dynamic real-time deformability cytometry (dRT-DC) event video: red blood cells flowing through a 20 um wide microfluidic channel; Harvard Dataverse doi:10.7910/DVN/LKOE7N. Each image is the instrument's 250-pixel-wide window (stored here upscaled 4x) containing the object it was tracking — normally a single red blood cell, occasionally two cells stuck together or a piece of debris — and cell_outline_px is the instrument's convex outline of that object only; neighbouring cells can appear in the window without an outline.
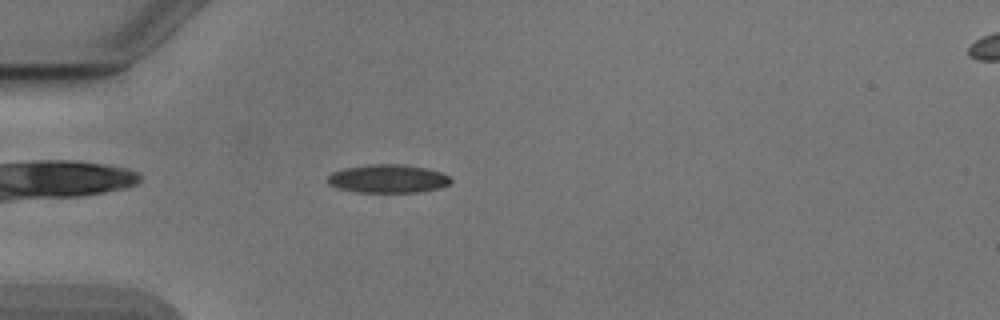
{"species": "Egyptian fruit bat (a non-hibernating species)", "species_latin": "Rousettus aegyptiacus", "temperature_condition": "cold", "stored_images_in_passage": 38, "camera_frame_rate_fps": 3000, "um_per_image_px": 0.085, "animal": {"sex": "male"}, "frame": {"image": 1, "passage_image": 1, "time_ms": 0.0, "image_size_px": [1000, 320], "cell_outline_px": [[452, 180], [448, 184], [440, 188], [416, 192], [356, 192], [340, 188], [328, 184], [328, 176], [332, 172], [344, 168], [368, 164], [400, 164], [424, 168], [440, 172], [452, 176]], "centroid_in_image_um": [32.98, 15.18], "position_along_channel_um": 52.0, "area_um2": 20.29}}
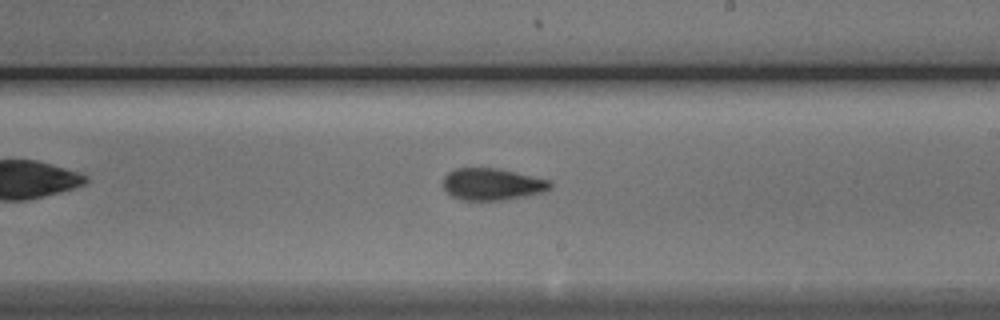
{"frame": {"image": 2, "passage_image": 17, "time_ms": 5.333, "image_size_px": [1000, 320], "cell_outline_px": [[552, 188], [544, 192], [504, 200], [460, 200], [452, 196], [444, 188], [444, 176], [448, 172], [456, 168], [500, 168], [548, 180], [552, 184]], "centroid_in_image_um": [41.84, 15.66], "position_along_channel_um": 247.2, "area_um2": 19.88}}
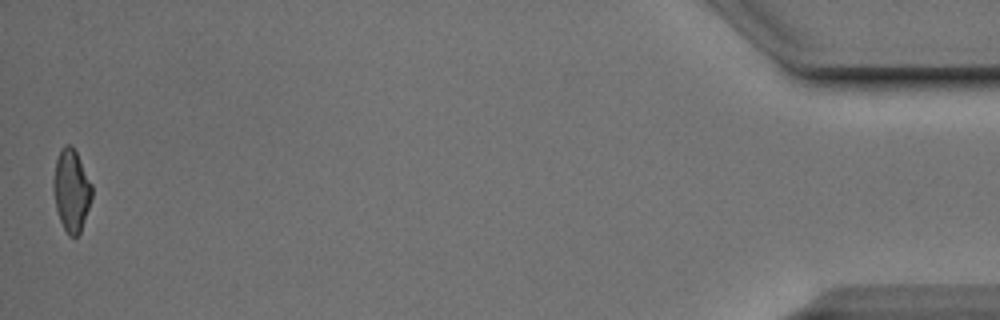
{"frame": {"image": 3, "passage_image": 38, "time_ms": 12.333, "image_size_px": [1000, 320], "cell_outline_px": [[92, 196], [80, 232], [76, 236], [68, 236], [60, 220], [56, 208], [52, 188], [52, 184], [56, 160], [60, 148], [64, 144], [72, 144], [92, 184]], "centroid_in_image_um": [6.05, 16.15], "position_along_channel_um": 429.2, "area_um2": 18.38}, "authors_computed_cell_mechanics": {"area_um2": 19.652, "velocity_mm_per_s": 3.918, "shape_relaxation_time_tau1_ms": 3.272, "shape_relaxation_time_tau2_ms": 2.1706, "deformation_change_tau1": 0.1515, "deformation_change_tau2": 0.1053}}